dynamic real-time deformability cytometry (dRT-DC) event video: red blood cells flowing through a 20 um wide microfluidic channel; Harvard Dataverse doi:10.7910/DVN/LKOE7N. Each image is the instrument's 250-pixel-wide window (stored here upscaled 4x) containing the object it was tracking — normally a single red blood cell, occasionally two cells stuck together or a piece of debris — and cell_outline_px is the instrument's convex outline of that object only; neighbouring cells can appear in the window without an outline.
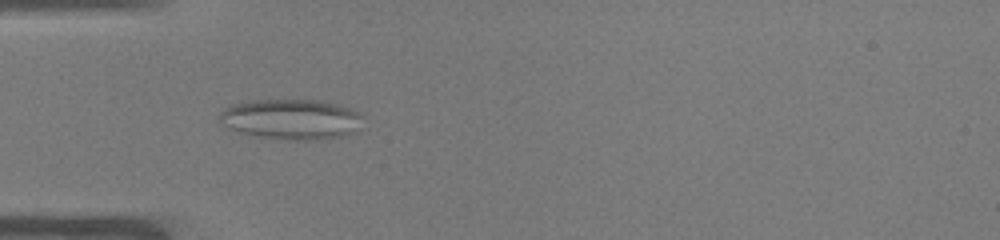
{"species": "common noctule bat (a hibernating species)", "species_latin": "Nyctalus noctula", "temperature_condition": "warm", "stored_images_in_passage": 51, "camera_frame_rate_fps": 3000, "um_per_image_px": 0.085, "animal": {"sex": "male", "body_mass_g": 19.0, "forearm_length_mm": 50.8}, "frame": {"image": 1, "passage_image": 16, "time_ms": 5.0, "image_size_px": [1000, 240], "cell_outline_px": [[364, 116], [360, 128], [356, 132], [336, 136], [308, 140], [292, 140], [252, 136], [228, 128], [220, 124], [216, 116], [224, 108], [232, 104], [252, 100], [320, 100], [352, 108], [364, 112]], "centroid_in_image_um": [24.75, 10.12], "position_along_channel_um": 60.3, "area_um2": 34.22}}
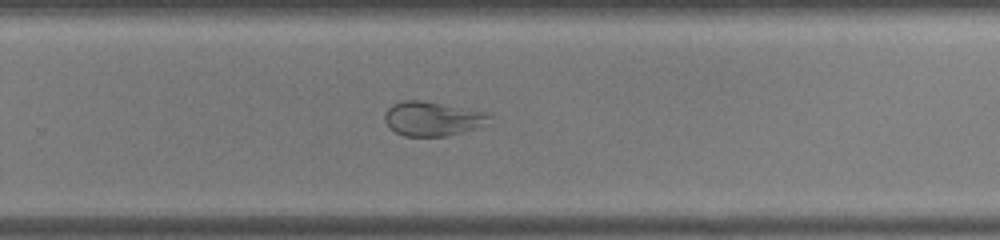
{"frame": {"image": 2, "passage_image": 34, "time_ms": 11.0, "image_size_px": [1000, 240], "cell_outline_px": [[492, 124], [444, 136], [404, 136], [396, 132], [384, 120], [384, 112], [392, 104], [404, 100], [420, 100], [480, 112], [492, 116]], "centroid_in_image_um": [36.75, 10.1], "position_along_channel_um": 293.1, "area_um2": 20.58}}
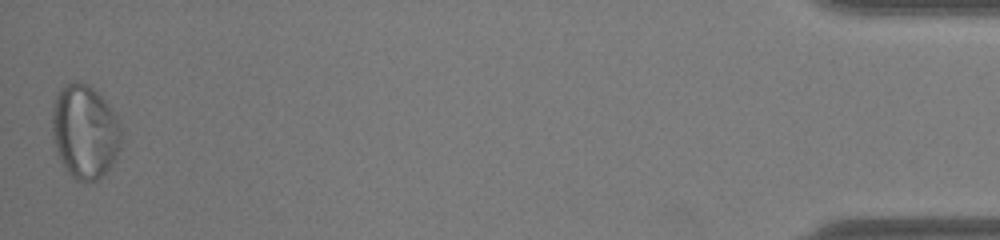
{"frame": {"image": 3, "passage_image": 51, "time_ms": 16.667, "image_size_px": [1000, 240], "cell_outline_px": [[120, 148], [112, 164], [96, 180], [76, 180], [68, 172], [56, 156], [52, 132], [52, 108], [56, 92], [60, 88], [72, 80], [76, 80], [92, 88], [108, 104], [116, 116], [120, 124]], "centroid_in_image_um": [7.16, 11.17], "position_along_channel_um": 428.0, "area_um2": 37.74}}